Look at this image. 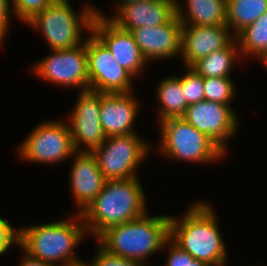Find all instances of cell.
<instances>
[{
  "label": "cell",
  "mask_w": 267,
  "mask_h": 266,
  "mask_svg": "<svg viewBox=\"0 0 267 266\" xmlns=\"http://www.w3.org/2000/svg\"><path fill=\"white\" fill-rule=\"evenodd\" d=\"M177 0L131 1L117 9L109 17L125 30L144 26H158L170 21L176 15Z\"/></svg>",
  "instance_id": "cell-16"
},
{
  "label": "cell",
  "mask_w": 267,
  "mask_h": 266,
  "mask_svg": "<svg viewBox=\"0 0 267 266\" xmlns=\"http://www.w3.org/2000/svg\"><path fill=\"white\" fill-rule=\"evenodd\" d=\"M72 266H90V264H87L85 262H80V263L74 264Z\"/></svg>",
  "instance_id": "cell-34"
},
{
  "label": "cell",
  "mask_w": 267,
  "mask_h": 266,
  "mask_svg": "<svg viewBox=\"0 0 267 266\" xmlns=\"http://www.w3.org/2000/svg\"><path fill=\"white\" fill-rule=\"evenodd\" d=\"M265 67H267V60L265 61V63L263 64Z\"/></svg>",
  "instance_id": "cell-36"
},
{
  "label": "cell",
  "mask_w": 267,
  "mask_h": 266,
  "mask_svg": "<svg viewBox=\"0 0 267 266\" xmlns=\"http://www.w3.org/2000/svg\"><path fill=\"white\" fill-rule=\"evenodd\" d=\"M234 39L235 36L227 25H183L180 57L184 66L190 67L198 59L227 47Z\"/></svg>",
  "instance_id": "cell-15"
},
{
  "label": "cell",
  "mask_w": 267,
  "mask_h": 266,
  "mask_svg": "<svg viewBox=\"0 0 267 266\" xmlns=\"http://www.w3.org/2000/svg\"><path fill=\"white\" fill-rule=\"evenodd\" d=\"M76 156V157H75ZM70 171V186L74 202L81 213L102 191L106 182L92 152H76Z\"/></svg>",
  "instance_id": "cell-18"
},
{
  "label": "cell",
  "mask_w": 267,
  "mask_h": 266,
  "mask_svg": "<svg viewBox=\"0 0 267 266\" xmlns=\"http://www.w3.org/2000/svg\"><path fill=\"white\" fill-rule=\"evenodd\" d=\"M187 10L176 2V16L182 25H227L226 0H185ZM187 12V14H186Z\"/></svg>",
  "instance_id": "cell-19"
},
{
  "label": "cell",
  "mask_w": 267,
  "mask_h": 266,
  "mask_svg": "<svg viewBox=\"0 0 267 266\" xmlns=\"http://www.w3.org/2000/svg\"><path fill=\"white\" fill-rule=\"evenodd\" d=\"M51 55L32 66L33 73L64 87L89 90L88 55L85 42L72 48L51 50ZM82 87V88H81Z\"/></svg>",
  "instance_id": "cell-9"
},
{
  "label": "cell",
  "mask_w": 267,
  "mask_h": 266,
  "mask_svg": "<svg viewBox=\"0 0 267 266\" xmlns=\"http://www.w3.org/2000/svg\"><path fill=\"white\" fill-rule=\"evenodd\" d=\"M13 244L19 246V229L0 216V255L4 254Z\"/></svg>",
  "instance_id": "cell-28"
},
{
  "label": "cell",
  "mask_w": 267,
  "mask_h": 266,
  "mask_svg": "<svg viewBox=\"0 0 267 266\" xmlns=\"http://www.w3.org/2000/svg\"><path fill=\"white\" fill-rule=\"evenodd\" d=\"M188 266H210L208 263L196 259H188Z\"/></svg>",
  "instance_id": "cell-32"
},
{
  "label": "cell",
  "mask_w": 267,
  "mask_h": 266,
  "mask_svg": "<svg viewBox=\"0 0 267 266\" xmlns=\"http://www.w3.org/2000/svg\"><path fill=\"white\" fill-rule=\"evenodd\" d=\"M231 106L204 100L189 105L182 118L206 134L226 155V142L235 135L239 121Z\"/></svg>",
  "instance_id": "cell-12"
},
{
  "label": "cell",
  "mask_w": 267,
  "mask_h": 266,
  "mask_svg": "<svg viewBox=\"0 0 267 266\" xmlns=\"http://www.w3.org/2000/svg\"><path fill=\"white\" fill-rule=\"evenodd\" d=\"M91 31L105 44L111 54L133 77L148 63L129 30L122 29L95 8Z\"/></svg>",
  "instance_id": "cell-13"
},
{
  "label": "cell",
  "mask_w": 267,
  "mask_h": 266,
  "mask_svg": "<svg viewBox=\"0 0 267 266\" xmlns=\"http://www.w3.org/2000/svg\"><path fill=\"white\" fill-rule=\"evenodd\" d=\"M156 96L161 103L158 113L159 122L183 117L189 106L181 89V76H168L162 79L157 85Z\"/></svg>",
  "instance_id": "cell-20"
},
{
  "label": "cell",
  "mask_w": 267,
  "mask_h": 266,
  "mask_svg": "<svg viewBox=\"0 0 267 266\" xmlns=\"http://www.w3.org/2000/svg\"><path fill=\"white\" fill-rule=\"evenodd\" d=\"M70 0H55L37 13L26 24L43 33L51 50L72 48L85 42L84 29L91 32L95 7L86 6L77 15L69 4Z\"/></svg>",
  "instance_id": "cell-5"
},
{
  "label": "cell",
  "mask_w": 267,
  "mask_h": 266,
  "mask_svg": "<svg viewBox=\"0 0 267 266\" xmlns=\"http://www.w3.org/2000/svg\"><path fill=\"white\" fill-rule=\"evenodd\" d=\"M240 56L256 57L262 64L267 60V12L243 29L236 37Z\"/></svg>",
  "instance_id": "cell-23"
},
{
  "label": "cell",
  "mask_w": 267,
  "mask_h": 266,
  "mask_svg": "<svg viewBox=\"0 0 267 266\" xmlns=\"http://www.w3.org/2000/svg\"><path fill=\"white\" fill-rule=\"evenodd\" d=\"M187 73L181 75V89L184 92L188 105L204 101V78L190 67Z\"/></svg>",
  "instance_id": "cell-25"
},
{
  "label": "cell",
  "mask_w": 267,
  "mask_h": 266,
  "mask_svg": "<svg viewBox=\"0 0 267 266\" xmlns=\"http://www.w3.org/2000/svg\"><path fill=\"white\" fill-rule=\"evenodd\" d=\"M18 154L23 160L56 164L77 152L74 148L68 122L57 119L36 126L20 144Z\"/></svg>",
  "instance_id": "cell-8"
},
{
  "label": "cell",
  "mask_w": 267,
  "mask_h": 266,
  "mask_svg": "<svg viewBox=\"0 0 267 266\" xmlns=\"http://www.w3.org/2000/svg\"><path fill=\"white\" fill-rule=\"evenodd\" d=\"M169 238L170 215L150 217L148 212L138 219L107 228L97 237L107 252L142 263L164 249Z\"/></svg>",
  "instance_id": "cell-4"
},
{
  "label": "cell",
  "mask_w": 267,
  "mask_h": 266,
  "mask_svg": "<svg viewBox=\"0 0 267 266\" xmlns=\"http://www.w3.org/2000/svg\"><path fill=\"white\" fill-rule=\"evenodd\" d=\"M240 51L235 38L227 47L198 59L190 68L203 78L230 77L237 56Z\"/></svg>",
  "instance_id": "cell-21"
},
{
  "label": "cell",
  "mask_w": 267,
  "mask_h": 266,
  "mask_svg": "<svg viewBox=\"0 0 267 266\" xmlns=\"http://www.w3.org/2000/svg\"><path fill=\"white\" fill-rule=\"evenodd\" d=\"M86 38L89 89L101 93H130L132 78L111 54L105 44L91 31Z\"/></svg>",
  "instance_id": "cell-10"
},
{
  "label": "cell",
  "mask_w": 267,
  "mask_h": 266,
  "mask_svg": "<svg viewBox=\"0 0 267 266\" xmlns=\"http://www.w3.org/2000/svg\"><path fill=\"white\" fill-rule=\"evenodd\" d=\"M140 266H146L145 262L141 263Z\"/></svg>",
  "instance_id": "cell-35"
},
{
  "label": "cell",
  "mask_w": 267,
  "mask_h": 266,
  "mask_svg": "<svg viewBox=\"0 0 267 266\" xmlns=\"http://www.w3.org/2000/svg\"><path fill=\"white\" fill-rule=\"evenodd\" d=\"M231 78H204V100L230 105L236 90Z\"/></svg>",
  "instance_id": "cell-24"
},
{
  "label": "cell",
  "mask_w": 267,
  "mask_h": 266,
  "mask_svg": "<svg viewBox=\"0 0 267 266\" xmlns=\"http://www.w3.org/2000/svg\"><path fill=\"white\" fill-rule=\"evenodd\" d=\"M167 246H169V252L165 266H188V259H194L170 238L164 243V247L167 248Z\"/></svg>",
  "instance_id": "cell-29"
},
{
  "label": "cell",
  "mask_w": 267,
  "mask_h": 266,
  "mask_svg": "<svg viewBox=\"0 0 267 266\" xmlns=\"http://www.w3.org/2000/svg\"><path fill=\"white\" fill-rule=\"evenodd\" d=\"M98 251L90 266H140L142 262L111 254L98 245Z\"/></svg>",
  "instance_id": "cell-27"
},
{
  "label": "cell",
  "mask_w": 267,
  "mask_h": 266,
  "mask_svg": "<svg viewBox=\"0 0 267 266\" xmlns=\"http://www.w3.org/2000/svg\"><path fill=\"white\" fill-rule=\"evenodd\" d=\"M79 92L68 125L75 150L92 152L106 140L100 122L101 92L90 89Z\"/></svg>",
  "instance_id": "cell-11"
},
{
  "label": "cell",
  "mask_w": 267,
  "mask_h": 266,
  "mask_svg": "<svg viewBox=\"0 0 267 266\" xmlns=\"http://www.w3.org/2000/svg\"><path fill=\"white\" fill-rule=\"evenodd\" d=\"M55 0H11L12 14L16 15L19 20L27 23L37 13L43 11Z\"/></svg>",
  "instance_id": "cell-26"
},
{
  "label": "cell",
  "mask_w": 267,
  "mask_h": 266,
  "mask_svg": "<svg viewBox=\"0 0 267 266\" xmlns=\"http://www.w3.org/2000/svg\"><path fill=\"white\" fill-rule=\"evenodd\" d=\"M10 4L9 0H0V45L6 39L8 28H10V12L12 14V9H10L9 6Z\"/></svg>",
  "instance_id": "cell-30"
},
{
  "label": "cell",
  "mask_w": 267,
  "mask_h": 266,
  "mask_svg": "<svg viewBox=\"0 0 267 266\" xmlns=\"http://www.w3.org/2000/svg\"><path fill=\"white\" fill-rule=\"evenodd\" d=\"M217 221L213 206L195 202L180 219L170 216V239L196 260L210 266L226 264L227 249Z\"/></svg>",
  "instance_id": "cell-2"
},
{
  "label": "cell",
  "mask_w": 267,
  "mask_h": 266,
  "mask_svg": "<svg viewBox=\"0 0 267 266\" xmlns=\"http://www.w3.org/2000/svg\"><path fill=\"white\" fill-rule=\"evenodd\" d=\"M22 251L25 253V258L23 257L22 262L19 264V266H54L48 262H45L41 259L35 258L30 256L28 253H26L23 249Z\"/></svg>",
  "instance_id": "cell-31"
},
{
  "label": "cell",
  "mask_w": 267,
  "mask_h": 266,
  "mask_svg": "<svg viewBox=\"0 0 267 266\" xmlns=\"http://www.w3.org/2000/svg\"><path fill=\"white\" fill-rule=\"evenodd\" d=\"M74 217L19 229V247L30 256L54 266H72L83 262L74 252L84 240L87 229L78 211Z\"/></svg>",
  "instance_id": "cell-3"
},
{
  "label": "cell",
  "mask_w": 267,
  "mask_h": 266,
  "mask_svg": "<svg viewBox=\"0 0 267 266\" xmlns=\"http://www.w3.org/2000/svg\"><path fill=\"white\" fill-rule=\"evenodd\" d=\"M182 26L180 19L175 15L162 25L144 26L129 31L148 62L179 56Z\"/></svg>",
  "instance_id": "cell-14"
},
{
  "label": "cell",
  "mask_w": 267,
  "mask_h": 266,
  "mask_svg": "<svg viewBox=\"0 0 267 266\" xmlns=\"http://www.w3.org/2000/svg\"><path fill=\"white\" fill-rule=\"evenodd\" d=\"M159 123V150L168 158L204 164L224 158L225 154L213 141L184 118H170Z\"/></svg>",
  "instance_id": "cell-6"
},
{
  "label": "cell",
  "mask_w": 267,
  "mask_h": 266,
  "mask_svg": "<svg viewBox=\"0 0 267 266\" xmlns=\"http://www.w3.org/2000/svg\"><path fill=\"white\" fill-rule=\"evenodd\" d=\"M227 26L236 37L267 12V0H226Z\"/></svg>",
  "instance_id": "cell-22"
},
{
  "label": "cell",
  "mask_w": 267,
  "mask_h": 266,
  "mask_svg": "<svg viewBox=\"0 0 267 266\" xmlns=\"http://www.w3.org/2000/svg\"><path fill=\"white\" fill-rule=\"evenodd\" d=\"M149 144L137 133L106 137L94 151L99 169L106 180L138 177V165L149 155Z\"/></svg>",
  "instance_id": "cell-7"
},
{
  "label": "cell",
  "mask_w": 267,
  "mask_h": 266,
  "mask_svg": "<svg viewBox=\"0 0 267 266\" xmlns=\"http://www.w3.org/2000/svg\"><path fill=\"white\" fill-rule=\"evenodd\" d=\"M133 95L132 92L101 93L100 122L106 137L136 133L133 124L139 102Z\"/></svg>",
  "instance_id": "cell-17"
},
{
  "label": "cell",
  "mask_w": 267,
  "mask_h": 266,
  "mask_svg": "<svg viewBox=\"0 0 267 266\" xmlns=\"http://www.w3.org/2000/svg\"><path fill=\"white\" fill-rule=\"evenodd\" d=\"M146 197L138 177L106 180L102 191L80 213L89 234L97 238L114 225L147 213Z\"/></svg>",
  "instance_id": "cell-1"
},
{
  "label": "cell",
  "mask_w": 267,
  "mask_h": 266,
  "mask_svg": "<svg viewBox=\"0 0 267 266\" xmlns=\"http://www.w3.org/2000/svg\"><path fill=\"white\" fill-rule=\"evenodd\" d=\"M131 1H151V0H121L119 3L117 2V6H116V10L122 6L123 4L127 3V2H131Z\"/></svg>",
  "instance_id": "cell-33"
}]
</instances>
